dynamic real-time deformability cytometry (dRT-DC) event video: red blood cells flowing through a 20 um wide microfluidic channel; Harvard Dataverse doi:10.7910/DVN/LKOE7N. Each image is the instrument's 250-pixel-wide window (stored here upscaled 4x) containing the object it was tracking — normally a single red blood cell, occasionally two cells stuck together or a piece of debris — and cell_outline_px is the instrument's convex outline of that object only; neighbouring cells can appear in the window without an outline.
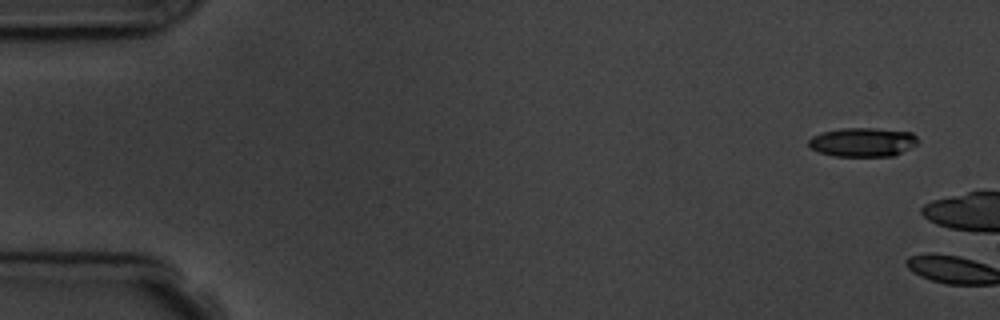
{"species": "common noctule bat (a hibernating species)", "species_latin": "Nyctalus noctula", "temperature_condition": "room temperature", "stored_images_in_passage": 2, "camera_frame_rate_fps": 3000, "um_per_image_px": 0.085, "animal": {"sex": "male", "body_mass_g": 19.5, "forearm_length_mm": 54.6}, "frame": {"image": 1, "passage_image": 1, "time_ms": 0.0, "image_size_px": [1000, 320], "cell_outline_px": [[916, 144], [892, 156], [836, 156], [820, 152], [812, 148], [808, 144], [808, 140], [812, 136], [824, 132], [840, 128], [876, 128], [912, 132], [916, 136]], "centroid_in_image_um": [73.31, 12.07], "position_along_channel_um": 11.7, "area_um2": 18.21}}